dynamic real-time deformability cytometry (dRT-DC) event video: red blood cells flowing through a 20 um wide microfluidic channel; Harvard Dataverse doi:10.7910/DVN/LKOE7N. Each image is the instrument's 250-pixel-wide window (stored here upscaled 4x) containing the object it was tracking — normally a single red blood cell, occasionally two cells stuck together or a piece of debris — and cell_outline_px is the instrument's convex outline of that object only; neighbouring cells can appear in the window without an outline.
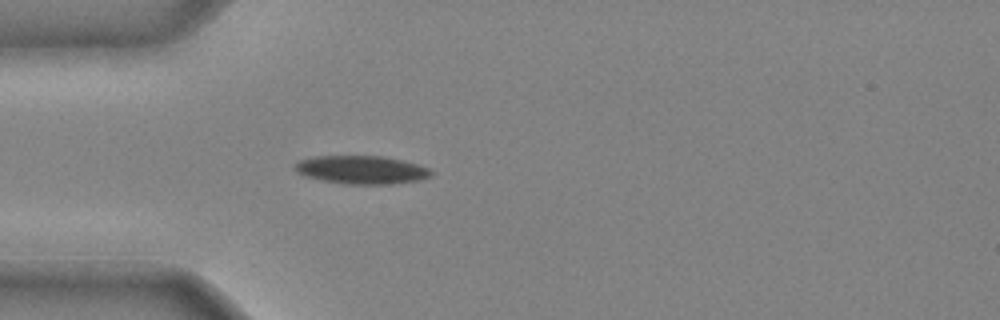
{"species": "common noctule bat (a hibernating species)", "species_latin": "Nyctalus noctula", "temperature_condition": "cold", "stored_images_in_passage": 31, "camera_frame_rate_fps": 3000, "um_per_image_px": 0.085, "animal": {"sex": "male", "body_mass_g": 20.4}, "frame": {"image": 1, "passage_image": 1, "time_ms": 0.0, "image_size_px": [1000, 320], "cell_outline_px": [[432, 176], [420, 180], [388, 184], [344, 184], [304, 176], [296, 172], [296, 164], [300, 160], [316, 156], [380, 156], [404, 160], [428, 168], [432, 172]], "centroid_in_image_um": [30.75, 14.43], "position_along_channel_um": 54.3, "area_um2": 22.25}}
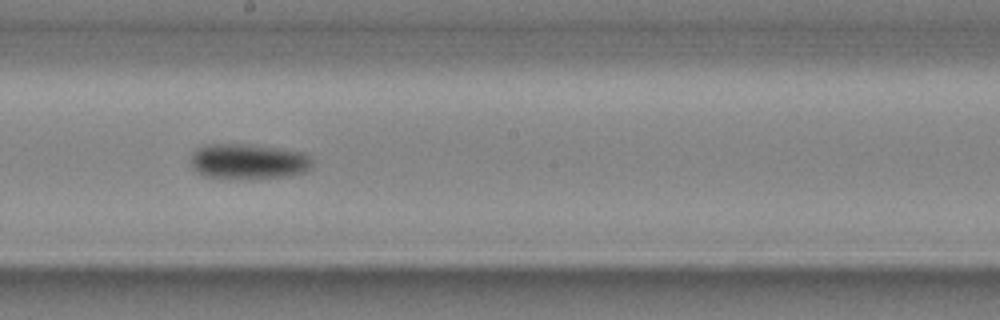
{"frame": {"image": 2, "passage_image": 13, "time_ms": 4.0, "image_size_px": [1000, 320], "cell_outline_px": [[312, 168], [304, 172], [288, 176], [204, 176], [192, 168], [192, 152], [196, 148], [204, 144], [244, 144], [280, 148], [304, 152], [312, 156]], "centroid_in_image_um": [21.15, 13.67], "position_along_channel_um": 227.1, "area_um2": 24.39}}
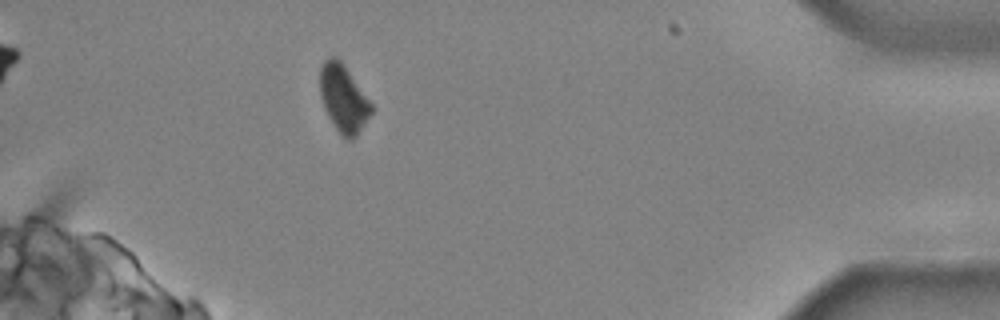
{"frame": {"image": 3, "passage_image": 28, "time_ms": 9.0, "image_size_px": [1000, 320], "cell_outline_px": [[372, 112], [356, 136], [352, 140], [348, 140], [336, 128], [328, 116], [324, 108], [320, 96], [320, 64], [328, 56], [336, 56], [344, 64], [372, 104]], "centroid_in_image_um": [29.17, 8.33], "position_along_channel_um": 406.0, "area_um2": 20.06}}